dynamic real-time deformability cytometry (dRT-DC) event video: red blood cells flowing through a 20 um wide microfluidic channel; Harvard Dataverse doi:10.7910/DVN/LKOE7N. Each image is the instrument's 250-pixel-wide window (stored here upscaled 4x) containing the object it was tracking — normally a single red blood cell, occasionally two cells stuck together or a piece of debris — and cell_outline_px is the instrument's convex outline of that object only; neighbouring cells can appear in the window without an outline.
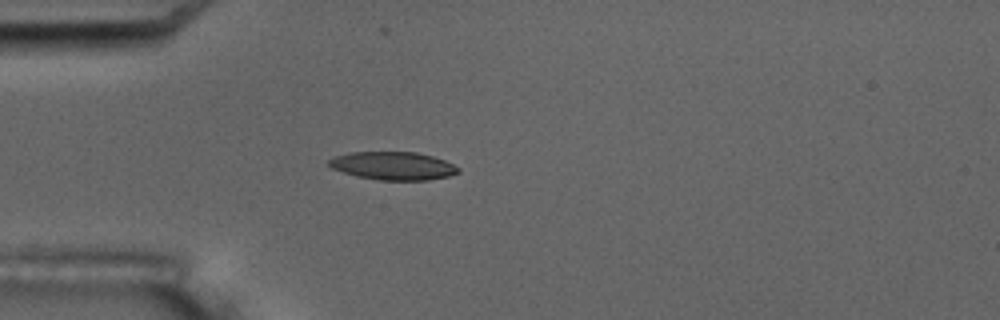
{"species": "common noctule bat (a hibernating species)", "species_latin": "Nyctalus noctula", "temperature_condition": "room temperature", "stored_images_in_passage": 5, "camera_frame_rate_fps": 3000, "um_per_image_px": 0.085, "animal": {"sex": "male", "body_mass_g": 17.5, "forearm_length_mm": 52.3}, "frame": {"image": 1, "passage_image": 5, "time_ms": 4.667, "image_size_px": [1000, 320], "cell_outline_px": [[460, 172], [448, 176], [428, 180], [380, 180], [356, 176], [332, 168], [328, 164], [328, 160], [332, 156], [348, 152], [416, 152], [432, 156], [444, 160], [460, 168]], "centroid_in_image_um": [33.39, 14.09], "position_along_channel_um": 51.6, "area_um2": 21.21}}